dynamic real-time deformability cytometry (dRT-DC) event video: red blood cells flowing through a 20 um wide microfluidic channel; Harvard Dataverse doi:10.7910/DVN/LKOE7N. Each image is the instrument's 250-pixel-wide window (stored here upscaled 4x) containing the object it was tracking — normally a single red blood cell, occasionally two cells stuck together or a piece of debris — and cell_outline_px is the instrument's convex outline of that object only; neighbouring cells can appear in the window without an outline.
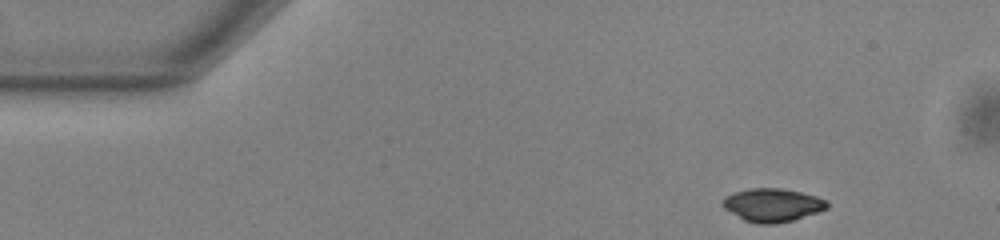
{"species": "common noctule bat (a hibernating species)", "species_latin": "Nyctalus noctula", "temperature_condition": "warm", "stored_images_in_passage": 49, "camera_frame_rate_fps": 3000, "um_per_image_px": 0.085, "animal": {"sex": "male", "body_mass_g": 13.0, "forearm_length_mm": 53.1}, "frame": {"image": 1, "passage_image": 1, "time_ms": 0.0, "image_size_px": [1000, 240], "cell_outline_px": [[828, 208], [792, 220], [776, 224], [760, 224], [744, 220], [724, 208], [720, 204], [720, 200], [724, 196], [732, 192], [748, 188], [780, 188], [800, 192], [816, 196], [828, 200]], "centroid_in_image_um": [65.6, 17.41], "position_along_channel_um": 19.4, "area_um2": 20.35}}
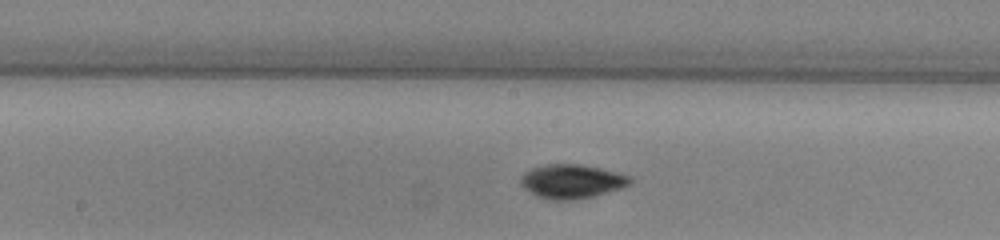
{"frame": {"image": 2, "passage_image": 22, "time_ms": 7.0, "image_size_px": [1000, 240], "cell_outline_px": [[632, 184], [620, 188], [592, 196], [572, 200], [548, 200], [536, 196], [524, 188], [520, 184], [520, 176], [524, 172], [532, 168], [544, 164], [580, 164], [600, 168], [632, 176]], "centroid_in_image_um": [48.57, 15.41], "position_along_channel_um": 199.6, "area_um2": 21.79}}
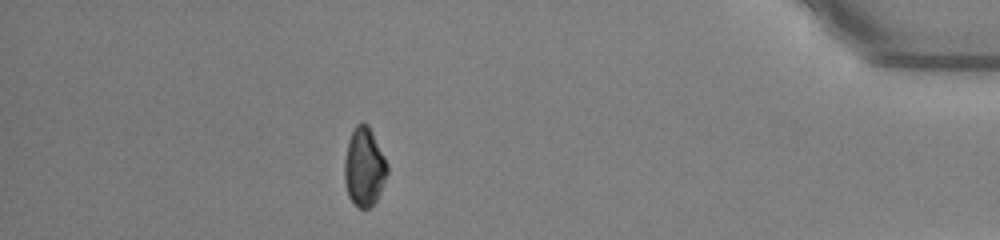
{"frame": {"image": 3, "passage_image": 42, "time_ms": 13.667, "image_size_px": [1000, 240], "cell_outline_px": [[388, 172], [380, 192], [376, 200], [368, 208], [360, 208], [348, 196], [344, 180], [344, 160], [348, 140], [356, 124], [368, 124], [388, 164]], "centroid_in_image_um": [30.95, 14.19], "position_along_channel_um": 404.3, "area_um2": 19.42}}